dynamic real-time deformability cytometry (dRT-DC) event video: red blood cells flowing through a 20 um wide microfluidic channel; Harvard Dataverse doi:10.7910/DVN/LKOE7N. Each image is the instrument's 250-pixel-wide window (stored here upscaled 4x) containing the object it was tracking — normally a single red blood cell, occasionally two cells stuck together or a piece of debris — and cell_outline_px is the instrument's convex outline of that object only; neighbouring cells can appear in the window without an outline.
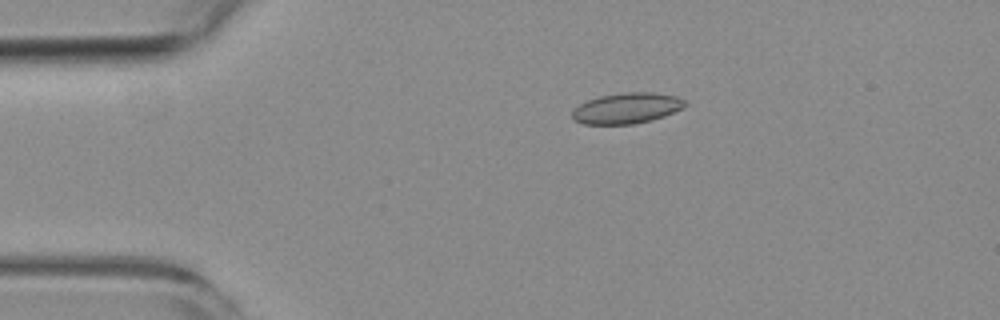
{"species": "common noctule bat (a hibernating species)", "species_latin": "Nyctalus noctula", "temperature_condition": "room temperature", "stored_images_in_passage": 3, "camera_frame_rate_fps": 3000, "um_per_image_px": 0.085, "animal": {"sex": "female", "body_mass_g": 19.3, "forearm_length_mm": 54.1}, "frame": {"image": 1, "passage_image": 2, "time_ms": 1.333, "image_size_px": [1000, 320], "cell_outline_px": [[688, 104], [684, 108], [664, 116], [652, 120], [632, 124], [584, 124], [572, 120], [572, 112], [580, 104], [588, 100], [600, 96], [624, 92], [656, 92], [676, 96], [684, 100]], "centroid_in_image_um": [53.3, 9.19], "position_along_channel_um": 31.7, "area_um2": 20.29}}